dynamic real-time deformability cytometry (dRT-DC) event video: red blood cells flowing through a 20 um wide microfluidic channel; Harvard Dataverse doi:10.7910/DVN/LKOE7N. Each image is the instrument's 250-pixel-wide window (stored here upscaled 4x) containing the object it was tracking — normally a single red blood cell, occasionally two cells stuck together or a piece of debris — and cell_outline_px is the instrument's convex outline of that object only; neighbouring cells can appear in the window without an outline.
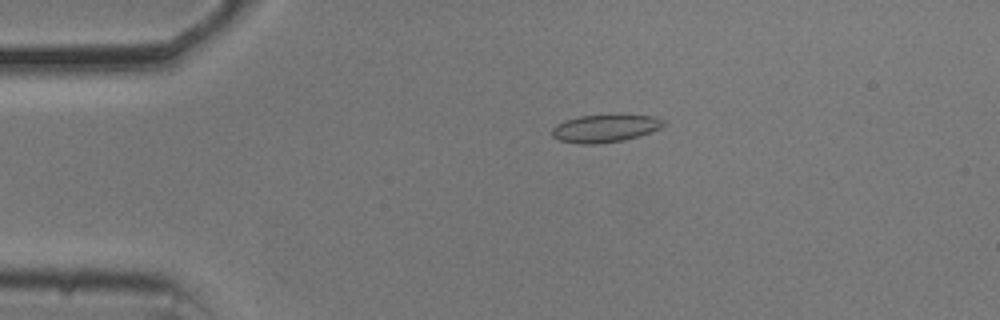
{"species": "common noctule bat (a hibernating species)", "species_latin": "Nyctalus noctula", "temperature_condition": "cold", "stored_images_in_passage": 51, "camera_frame_rate_fps": 3000, "um_per_image_px": 0.085, "animal": {"sex": "male", "body_mass_g": 20.5, "forearm_length_mm": 52.5}, "frame": {"image": 1, "passage_image": 8, "time_ms": 2.333, "image_size_px": [1000, 320], "cell_outline_px": [[668, 124], [660, 128], [624, 140], [600, 144], [580, 144], [560, 140], [552, 136], [552, 128], [556, 124], [564, 120], [580, 116], [616, 112], [656, 116], [664, 120]], "centroid_in_image_um": [51.47, 10.86], "position_along_channel_um": 33.5, "area_um2": 18.79}}
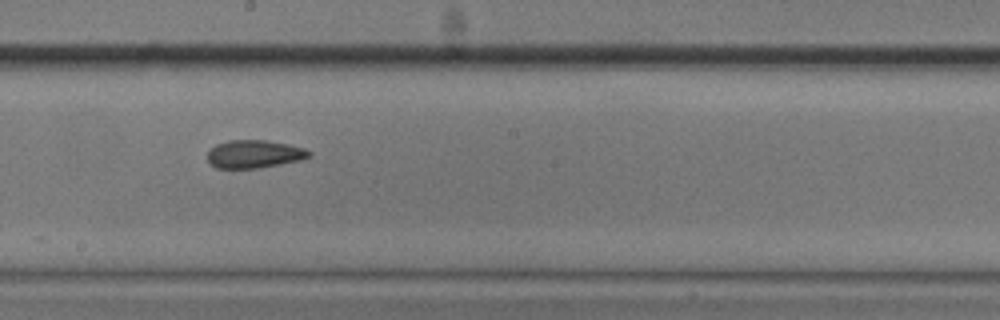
{"frame": {"image": 2, "passage_image": 27, "time_ms": 8.667, "image_size_px": [1000, 320], "cell_outline_px": [[312, 156], [300, 160], [260, 168], [216, 168], [208, 160], [208, 152], [216, 144], [228, 140], [264, 140], [288, 144], [304, 148], [312, 152]], "centroid_in_image_um": [21.63, 13.09], "position_along_channel_um": 226.6, "area_um2": 16.53}}
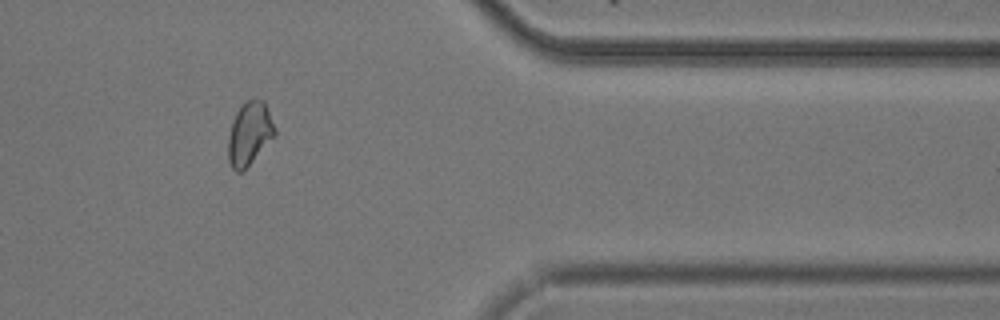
{"frame": {"image": 3, "passage_image": 42, "time_ms": 13.667, "image_size_px": [1000, 320], "cell_outline_px": [[276, 136], [240, 172], [236, 172], [232, 168], [228, 160], [228, 136], [232, 120], [240, 104], [252, 96], [264, 100], [276, 128]], "centroid_in_image_um": [21.21, 11.28], "position_along_channel_um": 390.2, "area_um2": 17.46}, "authors_computed_cell_mechanics": {"area_um2": 17.4556, "velocity_mm_per_s": 3.6892, "shape_relaxation_time_tau1_ms": null, "shape_relaxation_time_tau2_ms": 4.2891, "deformation_change_tau1": null, "deformation_change_tau2": 0.0937}}